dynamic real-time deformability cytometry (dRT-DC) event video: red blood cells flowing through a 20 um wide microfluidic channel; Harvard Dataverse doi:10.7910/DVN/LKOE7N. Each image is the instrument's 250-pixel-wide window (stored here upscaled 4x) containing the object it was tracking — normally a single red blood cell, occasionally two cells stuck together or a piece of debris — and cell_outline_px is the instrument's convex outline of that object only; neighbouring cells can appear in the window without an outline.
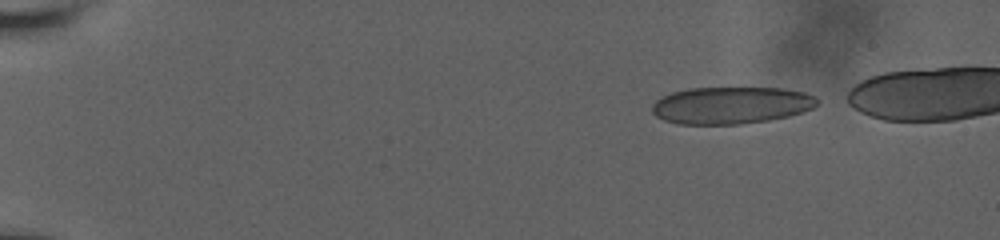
{"species": "human", "species_latin": "Homo sapiens", "temperature_condition": "room temperature", "stored_images_in_passage": 49, "camera_frame_rate_fps": 3000, "um_per_image_px": 0.085, "donor": {"sex": "male"}, "frame": {"image": 1, "passage_image": 2, "time_ms": 0.333, "image_size_px": [1000, 240], "cell_outline_px": [[820, 104], [812, 108], [788, 116], [768, 120], [740, 124], [676, 124], [664, 120], [656, 116], [652, 112], [652, 104], [656, 100], [672, 92], [688, 88], [784, 88], [804, 92], [816, 96], [820, 100]], "centroid_in_image_um": [62.16, 8.94], "position_along_channel_um": 22.8, "area_um2": 35.84}}
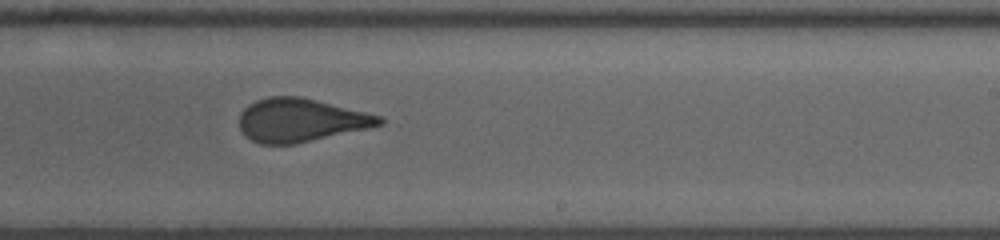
{"frame": {"image": 2, "passage_image": 31, "time_ms": 10.0, "image_size_px": [1000, 240], "cell_outline_px": [[384, 124], [368, 128], [296, 144], [260, 144], [244, 136], [240, 128], [240, 112], [248, 104], [256, 100], [268, 96], [300, 96], [380, 116], [384, 120]], "centroid_in_image_um": [25.51, 10.22], "position_along_channel_um": 263.5, "area_um2": 35.26}}
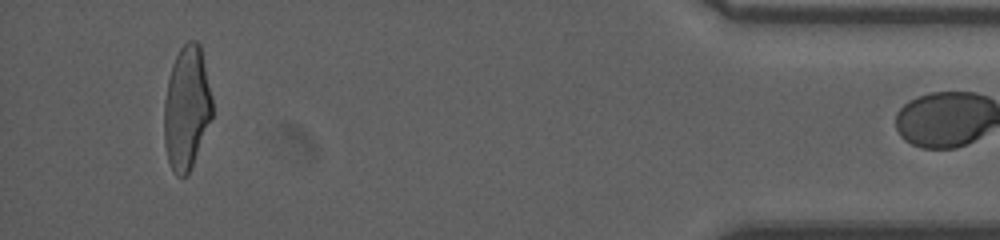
{"frame": {"image": 3, "passage_image": 48, "time_ms": 15.667, "image_size_px": [1000, 240], "cell_outline_px": [[212, 116], [192, 164], [188, 172], [184, 176], [176, 176], [172, 172], [168, 160], [164, 144], [164, 100], [168, 80], [172, 64], [180, 48], [188, 40], [196, 40], [200, 44], [212, 96]], "centroid_in_image_um": [15.85, 9.15], "position_along_channel_um": 419.4, "area_um2": 34.45}}